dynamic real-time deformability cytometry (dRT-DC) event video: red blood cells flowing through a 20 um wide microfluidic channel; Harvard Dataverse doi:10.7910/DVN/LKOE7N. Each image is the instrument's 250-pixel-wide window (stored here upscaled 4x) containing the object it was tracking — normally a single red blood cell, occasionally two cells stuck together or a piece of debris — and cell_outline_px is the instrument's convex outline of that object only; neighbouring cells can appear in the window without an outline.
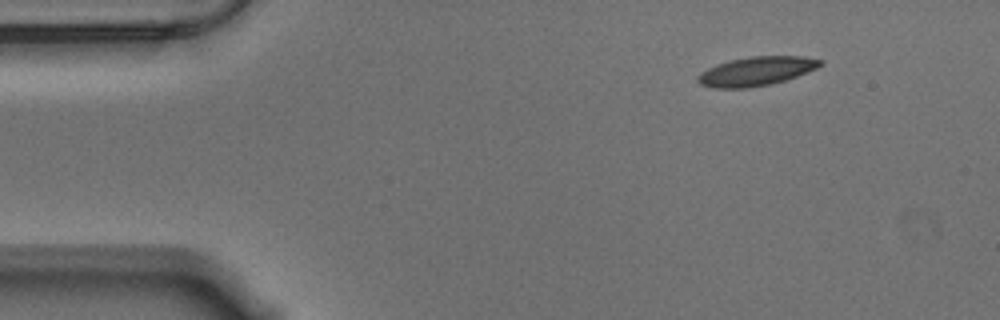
{"species": "Egyptian fruit bat (a non-hibernating species)", "species_latin": "Rousettus aegyptiacus", "temperature_condition": "warm", "stored_images_in_passage": 51, "camera_frame_rate_fps": 3000, "um_per_image_px": 0.085, "animal": {"sex": "male"}, "frame": {"image": 1, "passage_image": 1, "time_ms": 0.0, "image_size_px": [1000, 320], "cell_outline_px": [[824, 64], [808, 72], [772, 84], [748, 88], [712, 88], [700, 84], [696, 80], [700, 72], [716, 64], [732, 60], [752, 56], [804, 56], [824, 60]], "centroid_in_image_um": [64.29, 6.05], "position_along_channel_um": 20.7, "area_um2": 20.75}}
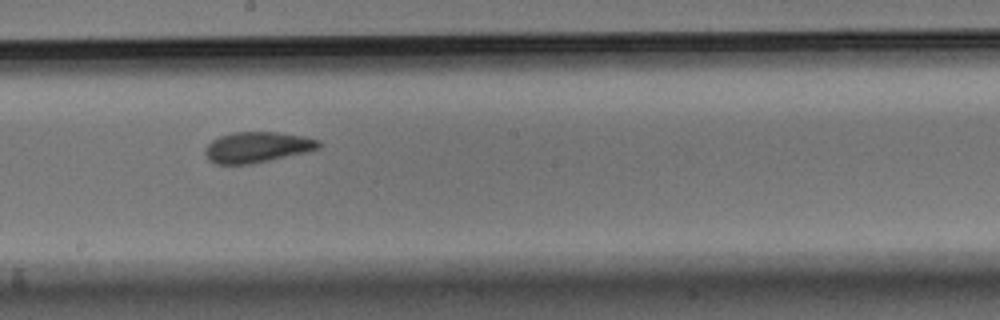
{"frame": {"image": 2, "passage_image": 25, "time_ms": 8.0, "image_size_px": [1000, 320], "cell_outline_px": [[320, 148], [308, 152], [252, 164], [216, 164], [208, 160], [204, 152], [204, 148], [212, 140], [220, 136], [232, 132], [276, 132], [304, 136], [320, 140]], "centroid_in_image_um": [21.86, 12.51], "position_along_channel_um": 226.3, "area_um2": 20.52}}
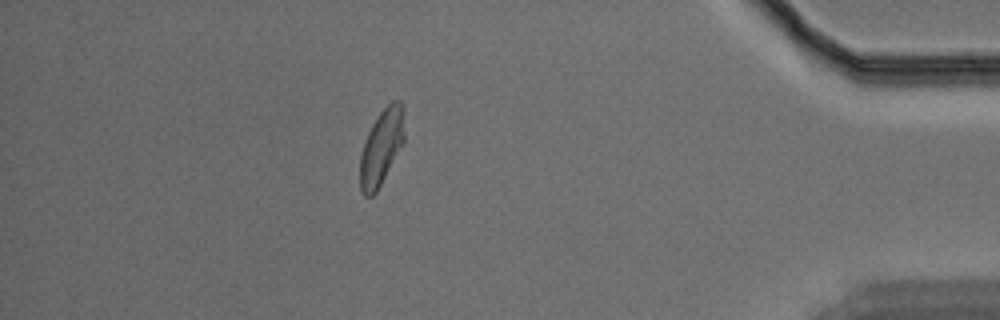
{"frame": {"image": 3, "passage_image": 44, "time_ms": 14.333, "image_size_px": [1000, 320], "cell_outline_px": [[404, 144], [376, 192], [372, 196], [364, 196], [360, 188], [360, 156], [368, 132], [372, 124], [380, 112], [392, 100], [400, 100], [404, 108]], "centroid_in_image_um": [32.45, 12.49], "position_along_channel_um": 402.8, "area_um2": 19.65}, "authors_computed_cell_mechanics": {"area_um2": 20.519, "velocity_mm_per_s": 3.5129, "shape_relaxation_time_tau1_ms": 5.6041, "shape_relaxation_time_tau2_ms": 1.763, "deformation_change_tau1": 0.173, "deformation_change_tau2": 0.0815}}